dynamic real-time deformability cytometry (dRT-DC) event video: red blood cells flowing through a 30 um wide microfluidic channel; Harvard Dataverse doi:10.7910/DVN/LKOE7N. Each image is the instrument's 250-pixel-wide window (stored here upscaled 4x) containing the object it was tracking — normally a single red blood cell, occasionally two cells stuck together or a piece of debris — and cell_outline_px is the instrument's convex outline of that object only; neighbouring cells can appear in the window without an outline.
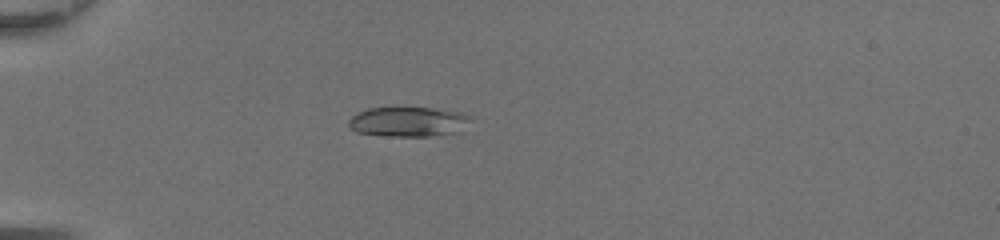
{"species": "common noctule bat (a hibernating species)", "species_latin": "Nyctalus noctula", "temperature_condition": "room temperature", "stored_images_in_passage": 48, "camera_frame_rate_fps": 3000, "um_per_image_px": 0.085, "animal": {"sex": "female", "body_mass_g": 20.0, "forearm_length_mm": 54.0}, "frame": {"image": 1, "passage_image": 15, "time_ms": 4.667, "image_size_px": [1000, 240], "cell_outline_px": [[472, 116], [452, 132], [432, 136], [384, 136], [356, 132], [348, 128], [348, 120], [352, 116], [368, 108], [432, 108], [460, 112]], "centroid_in_image_um": [34.56, 10.34], "position_along_channel_um": 50.4, "area_um2": 20.63}}
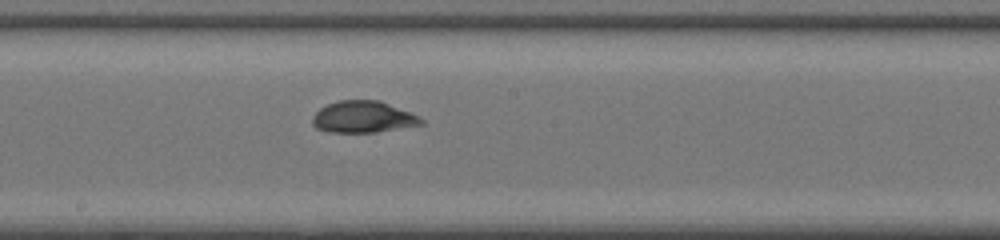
{"frame": {"image": 2, "passage_image": 28, "time_ms": 9.0, "image_size_px": [1000, 240], "cell_outline_px": [[424, 124], [376, 132], [328, 132], [316, 128], [312, 124], [312, 116], [320, 108], [328, 104], [340, 100], [380, 100], [420, 116], [424, 120]], "centroid_in_image_um": [30.87, 9.94], "position_along_channel_um": 217.3, "area_um2": 20.11}}
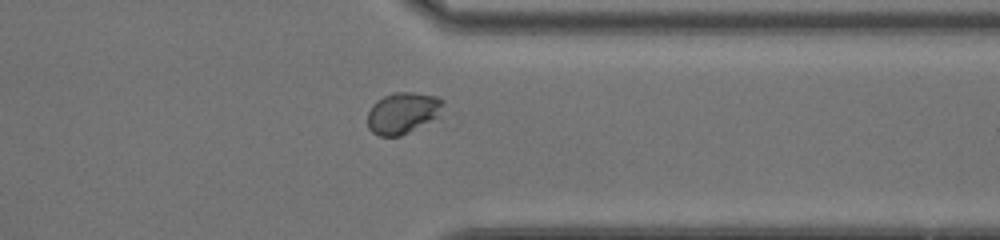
{"frame": {"image": 3, "passage_image": 39, "time_ms": 12.667, "image_size_px": [1000, 240], "cell_outline_px": [[444, 104], [436, 116], [408, 132], [400, 136], [380, 136], [372, 132], [368, 128], [368, 112], [372, 104], [376, 100], [392, 92], [412, 92], [436, 96], [444, 100]], "centroid_in_image_um": [34.18, 9.58], "position_along_channel_um": 377.2, "area_um2": 17.92}, "authors_computed_cell_mechanics": {"area_um2": 20.2878, "velocity_mm_per_s": 4.3818, "shape_relaxation_time_tau1_ms": 7.0604, "shape_relaxation_time_tau2_ms": null, "deformation_change_tau1": 0.2194, "deformation_change_tau2": null}}